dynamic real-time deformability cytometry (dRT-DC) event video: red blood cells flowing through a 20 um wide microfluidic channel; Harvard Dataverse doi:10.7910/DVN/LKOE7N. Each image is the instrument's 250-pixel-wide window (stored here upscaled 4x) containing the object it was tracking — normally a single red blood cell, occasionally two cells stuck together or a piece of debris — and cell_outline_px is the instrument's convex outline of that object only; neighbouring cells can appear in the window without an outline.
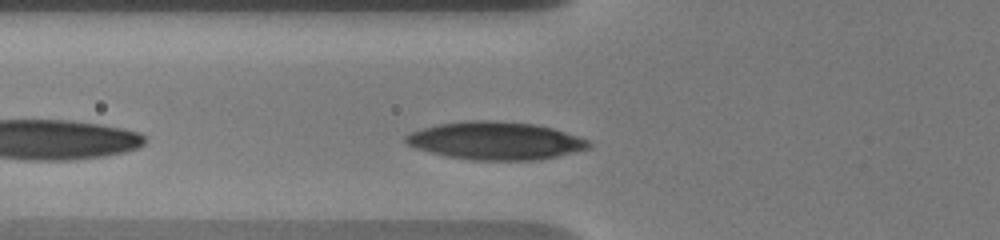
{"species": "human", "species_latin": "Homo sapiens", "temperature_condition": "warm", "stored_images_in_passage": 21, "camera_frame_rate_fps": 3000, "um_per_image_px": 0.085, "donor": {"sex": "male"}, "frame": {"image": 1, "passage_image": 5, "time_ms": 2.0, "image_size_px": [1000, 240], "cell_outline_px": [[592, 148], [556, 156], [536, 160], [472, 160], [448, 156], [416, 148], [408, 144], [404, 140], [404, 136], [408, 132], [420, 128], [436, 124], [468, 120], [496, 120], [536, 124], [552, 128], [580, 136], [592, 140]], "centroid_in_image_um": [42.14, 11.95], "position_along_channel_um": 83.7, "area_um2": 40.75}}
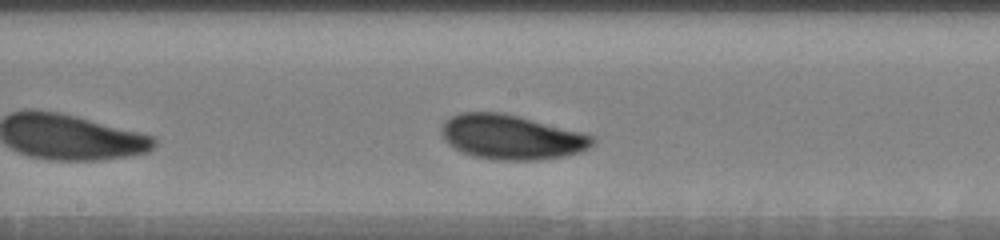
{"frame": {"image": 2, "passage_image": 16, "time_ms": 5.333, "image_size_px": [1000, 240], "cell_outline_px": [[596, 140], [588, 148], [580, 152], [564, 156], [540, 160], [500, 160], [476, 156], [464, 152], [448, 144], [444, 140], [440, 132], [440, 128], [444, 120], [460, 112], [504, 112], [596, 136]], "centroid_in_image_um": [43.46, 11.64], "position_along_channel_um": 204.7, "area_um2": 39.3}}
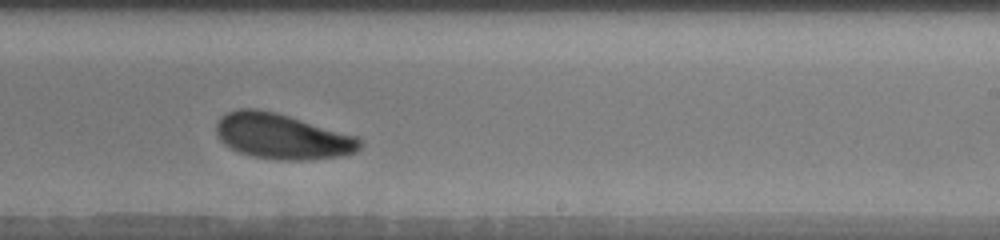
{"frame": {"image": 3, "passage_image": 19, "time_ms": 7.0, "image_size_px": [1000, 240], "cell_outline_px": [[364, 144], [356, 152], [340, 156], [304, 160], [280, 160], [252, 156], [240, 152], [224, 144], [220, 140], [216, 132], [216, 120], [220, 116], [236, 108], [256, 108], [276, 112], [360, 136], [364, 140]], "centroid_in_image_um": [24.02, 11.57], "position_along_channel_um": 265.0, "area_um2": 38.55}}